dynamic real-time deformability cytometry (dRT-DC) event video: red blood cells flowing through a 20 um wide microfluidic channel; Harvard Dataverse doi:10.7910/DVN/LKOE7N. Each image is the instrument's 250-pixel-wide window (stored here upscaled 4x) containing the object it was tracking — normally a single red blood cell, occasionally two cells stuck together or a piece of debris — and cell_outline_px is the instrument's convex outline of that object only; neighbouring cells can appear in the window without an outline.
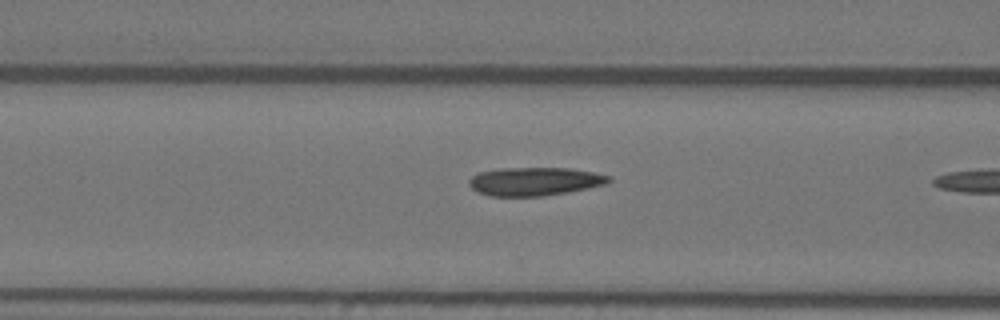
{"species": "Egyptian fruit bat (a non-hibernating species)", "species_latin": "Rousettus aegyptiacus", "temperature_condition": "warm", "stored_images_in_passage": 6, "camera_frame_rate_fps": 3000, "um_per_image_px": 0.085, "animal": {"sex": "female"}, "frame": {"image": 1, "passage_image": 5, "time_ms": 1.333, "image_size_px": [1000, 320], "cell_outline_px": [[612, 180], [608, 184], [568, 192], [544, 196], [488, 196], [476, 192], [468, 184], [468, 180], [472, 176], [480, 172], [500, 168], [568, 168], [592, 172], [612, 176]], "centroid_in_image_um": [45.45, 15.42], "position_along_channel_um": 121.2, "area_um2": 23.29}}